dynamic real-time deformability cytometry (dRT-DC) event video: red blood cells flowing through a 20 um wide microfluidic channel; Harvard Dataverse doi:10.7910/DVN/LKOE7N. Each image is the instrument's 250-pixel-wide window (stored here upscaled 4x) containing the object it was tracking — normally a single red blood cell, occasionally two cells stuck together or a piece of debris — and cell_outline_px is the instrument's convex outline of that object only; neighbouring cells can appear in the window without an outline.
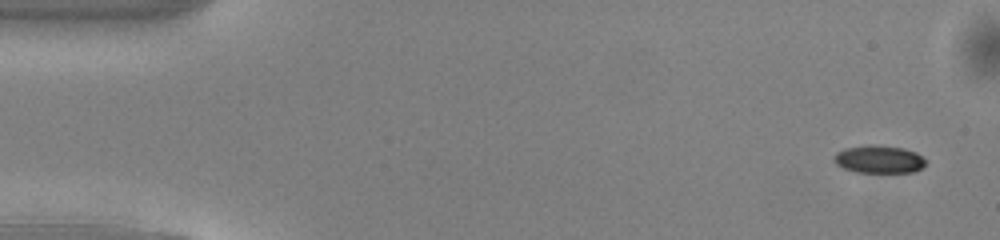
{"species": "common noctule bat (a hibernating species)", "species_latin": "Nyctalus noctula", "temperature_condition": "warm", "stored_images_in_passage": 49, "camera_frame_rate_fps": 3000, "um_per_image_px": 0.085, "animal": {"sex": "male", "body_mass_g": 13.0, "forearm_length_mm": 53.1}, "frame": {"image": 1, "passage_image": 1, "time_ms": 0.0, "image_size_px": [1000, 240], "cell_outline_px": [[924, 164], [920, 168], [912, 172], [856, 172], [844, 168], [836, 164], [832, 160], [832, 156], [836, 152], [844, 148], [872, 144], [904, 148], [916, 152], [924, 160]], "centroid_in_image_um": [74.64, 13.52], "position_along_channel_um": 10.4, "area_um2": 14.8}}
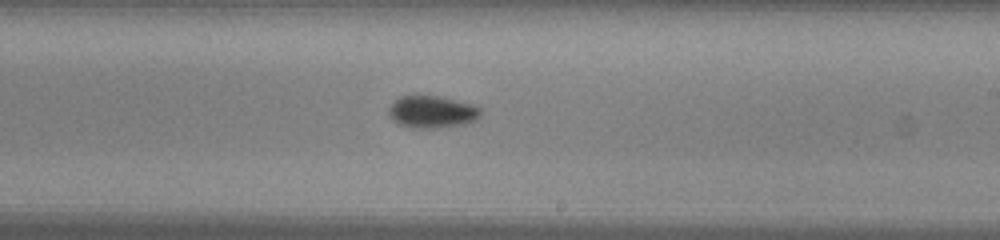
{"frame": {"image": 2, "passage_image": 28, "time_ms": 9.0, "image_size_px": [1000, 240], "cell_outline_px": [[480, 116], [476, 120], [464, 124], [436, 128], [412, 128], [400, 124], [388, 112], [388, 108], [400, 96], [440, 96], [472, 104], [480, 108]], "centroid_in_image_um": [36.75, 9.51], "position_along_channel_um": 252.2, "area_um2": 16.99}}
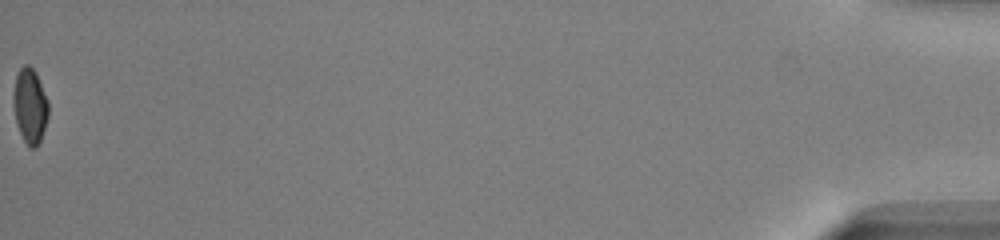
{"frame": {"image": 3, "passage_image": 49, "time_ms": 16.0, "image_size_px": [1000, 240], "cell_outline_px": [[48, 116], [40, 140], [36, 148], [28, 148], [20, 132], [16, 120], [12, 104], [12, 96], [16, 76], [20, 68], [24, 64], [28, 64], [36, 72], [48, 100]], "centroid_in_image_um": [2.54, 8.98], "position_along_channel_um": 432.7, "area_um2": 15.37}, "authors_computed_cell_mechanics": {"area_um2": 15.9528, "velocity_mm_per_s": 4.1146, "shape_relaxation_time_tau1_ms": 2.3082, "shape_relaxation_time_tau2_ms": null, "deformation_change_tau1": 0.1167, "deformation_change_tau2": null}}